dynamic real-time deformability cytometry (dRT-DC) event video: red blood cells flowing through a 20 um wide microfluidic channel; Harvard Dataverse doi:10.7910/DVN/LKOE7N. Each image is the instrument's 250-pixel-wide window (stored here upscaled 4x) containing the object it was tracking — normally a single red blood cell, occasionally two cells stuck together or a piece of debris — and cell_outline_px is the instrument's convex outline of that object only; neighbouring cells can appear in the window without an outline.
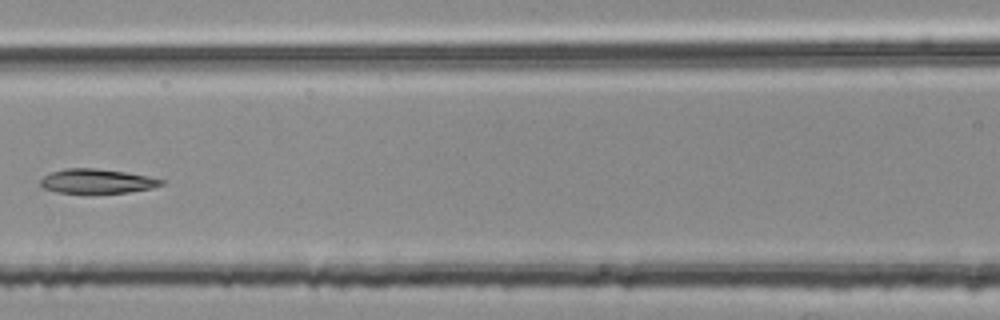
{"species": "common noctule bat (a hibernating species)", "species_latin": "Nyctalus noctula", "temperature_condition": "room temperature", "stored_images_in_passage": 5, "camera_frame_rate_fps": 3000, "um_per_image_px": 0.085, "animal": {"sex": "female", "body_mass_g": 25.1}, "frame": {"image": 1, "passage_image": 5, "time_ms": 1.333, "image_size_px": [1000, 320], "cell_outline_px": [[164, 184], [152, 188], [128, 192], [56, 192], [44, 188], [40, 184], [40, 180], [44, 176], [52, 172], [64, 168], [96, 168], [124, 172], [148, 176], [164, 180]], "centroid_in_image_um": [8.24, 15.38], "position_along_channel_um": 158.4, "area_um2": 16.88}}